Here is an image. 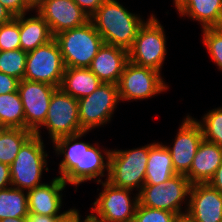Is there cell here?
I'll return each mask as SVG.
<instances>
[{
  "instance_id": "obj_1",
  "label": "cell",
  "mask_w": 222,
  "mask_h": 222,
  "mask_svg": "<svg viewBox=\"0 0 222 222\" xmlns=\"http://www.w3.org/2000/svg\"><path fill=\"white\" fill-rule=\"evenodd\" d=\"M88 131H83L74 135L64 136L53 142L56 155H64L59 163V178L66 184L78 185L85 181L102 182L100 177H104L105 171L107 178L109 175V156L111 150L99 148V143L91 144L78 141L86 135ZM97 144V145H96ZM95 145V146H94ZM105 157H104V156ZM106 160V161H105Z\"/></svg>"
},
{
  "instance_id": "obj_2",
  "label": "cell",
  "mask_w": 222,
  "mask_h": 222,
  "mask_svg": "<svg viewBox=\"0 0 222 222\" xmlns=\"http://www.w3.org/2000/svg\"><path fill=\"white\" fill-rule=\"evenodd\" d=\"M105 44L129 50L145 20L133 14L117 0H106L90 17Z\"/></svg>"
},
{
  "instance_id": "obj_3",
  "label": "cell",
  "mask_w": 222,
  "mask_h": 222,
  "mask_svg": "<svg viewBox=\"0 0 222 222\" xmlns=\"http://www.w3.org/2000/svg\"><path fill=\"white\" fill-rule=\"evenodd\" d=\"M54 38L66 68H88L104 43L91 21L80 27L62 31Z\"/></svg>"
},
{
  "instance_id": "obj_4",
  "label": "cell",
  "mask_w": 222,
  "mask_h": 222,
  "mask_svg": "<svg viewBox=\"0 0 222 222\" xmlns=\"http://www.w3.org/2000/svg\"><path fill=\"white\" fill-rule=\"evenodd\" d=\"M43 138L33 134L20 148L10 165L11 185L13 188L29 191L43 185L42 173L48 171L47 157ZM41 182V183H40Z\"/></svg>"
},
{
  "instance_id": "obj_5",
  "label": "cell",
  "mask_w": 222,
  "mask_h": 222,
  "mask_svg": "<svg viewBox=\"0 0 222 222\" xmlns=\"http://www.w3.org/2000/svg\"><path fill=\"white\" fill-rule=\"evenodd\" d=\"M150 144L129 150H111L107 181L116 187L141 191L145 183Z\"/></svg>"
},
{
  "instance_id": "obj_6",
  "label": "cell",
  "mask_w": 222,
  "mask_h": 222,
  "mask_svg": "<svg viewBox=\"0 0 222 222\" xmlns=\"http://www.w3.org/2000/svg\"><path fill=\"white\" fill-rule=\"evenodd\" d=\"M166 40L164 27L152 13L139 28L133 46L128 50L129 61L161 72L167 54Z\"/></svg>"
},
{
  "instance_id": "obj_7",
  "label": "cell",
  "mask_w": 222,
  "mask_h": 222,
  "mask_svg": "<svg viewBox=\"0 0 222 222\" xmlns=\"http://www.w3.org/2000/svg\"><path fill=\"white\" fill-rule=\"evenodd\" d=\"M191 186L190 180L181 174H176L157 185H144L138 193L139 204L148 208L173 212L178 216L185 215ZM183 203H186V208L182 211Z\"/></svg>"
},
{
  "instance_id": "obj_8",
  "label": "cell",
  "mask_w": 222,
  "mask_h": 222,
  "mask_svg": "<svg viewBox=\"0 0 222 222\" xmlns=\"http://www.w3.org/2000/svg\"><path fill=\"white\" fill-rule=\"evenodd\" d=\"M41 127L49 131L52 143L58 138L83 132L79 123L78 100L57 88L51 96L44 123L34 132L39 137Z\"/></svg>"
},
{
  "instance_id": "obj_9",
  "label": "cell",
  "mask_w": 222,
  "mask_h": 222,
  "mask_svg": "<svg viewBox=\"0 0 222 222\" xmlns=\"http://www.w3.org/2000/svg\"><path fill=\"white\" fill-rule=\"evenodd\" d=\"M119 101L121 100L118 86L112 83H102L90 95L79 99L78 113L81 128L90 132L110 122Z\"/></svg>"
},
{
  "instance_id": "obj_10",
  "label": "cell",
  "mask_w": 222,
  "mask_h": 222,
  "mask_svg": "<svg viewBox=\"0 0 222 222\" xmlns=\"http://www.w3.org/2000/svg\"><path fill=\"white\" fill-rule=\"evenodd\" d=\"M66 67L55 38L27 52L25 80L37 81L60 88Z\"/></svg>"
},
{
  "instance_id": "obj_11",
  "label": "cell",
  "mask_w": 222,
  "mask_h": 222,
  "mask_svg": "<svg viewBox=\"0 0 222 222\" xmlns=\"http://www.w3.org/2000/svg\"><path fill=\"white\" fill-rule=\"evenodd\" d=\"M161 73L128 61L117 84L120 100H144L167 91Z\"/></svg>"
},
{
  "instance_id": "obj_12",
  "label": "cell",
  "mask_w": 222,
  "mask_h": 222,
  "mask_svg": "<svg viewBox=\"0 0 222 222\" xmlns=\"http://www.w3.org/2000/svg\"><path fill=\"white\" fill-rule=\"evenodd\" d=\"M97 184H102L103 189L93 203L91 211L109 222H133L139 203L138 193L132 198L130 195L134 190L116 187L107 180Z\"/></svg>"
},
{
  "instance_id": "obj_13",
  "label": "cell",
  "mask_w": 222,
  "mask_h": 222,
  "mask_svg": "<svg viewBox=\"0 0 222 222\" xmlns=\"http://www.w3.org/2000/svg\"><path fill=\"white\" fill-rule=\"evenodd\" d=\"M57 87L50 84L22 79L18 93L24 108L25 129L33 133L44 123L51 96Z\"/></svg>"
},
{
  "instance_id": "obj_14",
  "label": "cell",
  "mask_w": 222,
  "mask_h": 222,
  "mask_svg": "<svg viewBox=\"0 0 222 222\" xmlns=\"http://www.w3.org/2000/svg\"><path fill=\"white\" fill-rule=\"evenodd\" d=\"M203 140V133L197 119L189 114L182 120L173 146H167L176 174L187 175L193 159Z\"/></svg>"
},
{
  "instance_id": "obj_15",
  "label": "cell",
  "mask_w": 222,
  "mask_h": 222,
  "mask_svg": "<svg viewBox=\"0 0 222 222\" xmlns=\"http://www.w3.org/2000/svg\"><path fill=\"white\" fill-rule=\"evenodd\" d=\"M36 12L47 22L53 36L90 21L87 14L73 0H44Z\"/></svg>"
},
{
  "instance_id": "obj_16",
  "label": "cell",
  "mask_w": 222,
  "mask_h": 222,
  "mask_svg": "<svg viewBox=\"0 0 222 222\" xmlns=\"http://www.w3.org/2000/svg\"><path fill=\"white\" fill-rule=\"evenodd\" d=\"M186 215L194 222H221L222 194L208 183L192 184Z\"/></svg>"
},
{
  "instance_id": "obj_17",
  "label": "cell",
  "mask_w": 222,
  "mask_h": 222,
  "mask_svg": "<svg viewBox=\"0 0 222 222\" xmlns=\"http://www.w3.org/2000/svg\"><path fill=\"white\" fill-rule=\"evenodd\" d=\"M128 61V50L103 43L88 68L102 83L117 85Z\"/></svg>"
},
{
  "instance_id": "obj_18",
  "label": "cell",
  "mask_w": 222,
  "mask_h": 222,
  "mask_svg": "<svg viewBox=\"0 0 222 222\" xmlns=\"http://www.w3.org/2000/svg\"><path fill=\"white\" fill-rule=\"evenodd\" d=\"M66 185L61 178L54 177L49 184L44 183L27 191L29 213L62 216L66 212L60 213L63 200L62 191Z\"/></svg>"
},
{
  "instance_id": "obj_19",
  "label": "cell",
  "mask_w": 222,
  "mask_h": 222,
  "mask_svg": "<svg viewBox=\"0 0 222 222\" xmlns=\"http://www.w3.org/2000/svg\"><path fill=\"white\" fill-rule=\"evenodd\" d=\"M222 163V147L203 139L186 177L192 184L208 183Z\"/></svg>"
},
{
  "instance_id": "obj_20",
  "label": "cell",
  "mask_w": 222,
  "mask_h": 222,
  "mask_svg": "<svg viewBox=\"0 0 222 222\" xmlns=\"http://www.w3.org/2000/svg\"><path fill=\"white\" fill-rule=\"evenodd\" d=\"M176 175L172 159L166 145L150 143L144 185H157Z\"/></svg>"
},
{
  "instance_id": "obj_21",
  "label": "cell",
  "mask_w": 222,
  "mask_h": 222,
  "mask_svg": "<svg viewBox=\"0 0 222 222\" xmlns=\"http://www.w3.org/2000/svg\"><path fill=\"white\" fill-rule=\"evenodd\" d=\"M19 15L20 46L25 52L32 51L54 38L49 25L37 12L34 16Z\"/></svg>"
},
{
  "instance_id": "obj_22",
  "label": "cell",
  "mask_w": 222,
  "mask_h": 222,
  "mask_svg": "<svg viewBox=\"0 0 222 222\" xmlns=\"http://www.w3.org/2000/svg\"><path fill=\"white\" fill-rule=\"evenodd\" d=\"M178 14L197 20L201 29L222 27V0H187Z\"/></svg>"
},
{
  "instance_id": "obj_23",
  "label": "cell",
  "mask_w": 222,
  "mask_h": 222,
  "mask_svg": "<svg viewBox=\"0 0 222 222\" xmlns=\"http://www.w3.org/2000/svg\"><path fill=\"white\" fill-rule=\"evenodd\" d=\"M101 84L102 82L89 68H66L60 88L79 100L90 95Z\"/></svg>"
},
{
  "instance_id": "obj_24",
  "label": "cell",
  "mask_w": 222,
  "mask_h": 222,
  "mask_svg": "<svg viewBox=\"0 0 222 222\" xmlns=\"http://www.w3.org/2000/svg\"><path fill=\"white\" fill-rule=\"evenodd\" d=\"M28 214L27 191L12 186L0 190V220L27 217Z\"/></svg>"
},
{
  "instance_id": "obj_25",
  "label": "cell",
  "mask_w": 222,
  "mask_h": 222,
  "mask_svg": "<svg viewBox=\"0 0 222 222\" xmlns=\"http://www.w3.org/2000/svg\"><path fill=\"white\" fill-rule=\"evenodd\" d=\"M0 124L25 129V116L18 91L0 95Z\"/></svg>"
},
{
  "instance_id": "obj_26",
  "label": "cell",
  "mask_w": 222,
  "mask_h": 222,
  "mask_svg": "<svg viewBox=\"0 0 222 222\" xmlns=\"http://www.w3.org/2000/svg\"><path fill=\"white\" fill-rule=\"evenodd\" d=\"M33 134L28 129L6 128L0 136V163L11 165L22 145Z\"/></svg>"
},
{
  "instance_id": "obj_27",
  "label": "cell",
  "mask_w": 222,
  "mask_h": 222,
  "mask_svg": "<svg viewBox=\"0 0 222 222\" xmlns=\"http://www.w3.org/2000/svg\"><path fill=\"white\" fill-rule=\"evenodd\" d=\"M27 52L21 48L0 52V72L8 74L19 81L24 78Z\"/></svg>"
},
{
  "instance_id": "obj_28",
  "label": "cell",
  "mask_w": 222,
  "mask_h": 222,
  "mask_svg": "<svg viewBox=\"0 0 222 222\" xmlns=\"http://www.w3.org/2000/svg\"><path fill=\"white\" fill-rule=\"evenodd\" d=\"M197 122L202 129L203 139L222 147V107L209 110Z\"/></svg>"
},
{
  "instance_id": "obj_29",
  "label": "cell",
  "mask_w": 222,
  "mask_h": 222,
  "mask_svg": "<svg viewBox=\"0 0 222 222\" xmlns=\"http://www.w3.org/2000/svg\"><path fill=\"white\" fill-rule=\"evenodd\" d=\"M201 31L203 44L218 69L222 71V27L203 28Z\"/></svg>"
},
{
  "instance_id": "obj_30",
  "label": "cell",
  "mask_w": 222,
  "mask_h": 222,
  "mask_svg": "<svg viewBox=\"0 0 222 222\" xmlns=\"http://www.w3.org/2000/svg\"><path fill=\"white\" fill-rule=\"evenodd\" d=\"M0 48L1 51L20 49L19 16L11 21L0 25Z\"/></svg>"
},
{
  "instance_id": "obj_31",
  "label": "cell",
  "mask_w": 222,
  "mask_h": 222,
  "mask_svg": "<svg viewBox=\"0 0 222 222\" xmlns=\"http://www.w3.org/2000/svg\"><path fill=\"white\" fill-rule=\"evenodd\" d=\"M178 217L173 212L148 208L138 203L133 222H176Z\"/></svg>"
},
{
  "instance_id": "obj_32",
  "label": "cell",
  "mask_w": 222,
  "mask_h": 222,
  "mask_svg": "<svg viewBox=\"0 0 222 222\" xmlns=\"http://www.w3.org/2000/svg\"><path fill=\"white\" fill-rule=\"evenodd\" d=\"M0 2L13 14L14 17L32 11L25 4L24 0H0Z\"/></svg>"
},
{
  "instance_id": "obj_33",
  "label": "cell",
  "mask_w": 222,
  "mask_h": 222,
  "mask_svg": "<svg viewBox=\"0 0 222 222\" xmlns=\"http://www.w3.org/2000/svg\"><path fill=\"white\" fill-rule=\"evenodd\" d=\"M19 80L0 72V95L18 91Z\"/></svg>"
},
{
  "instance_id": "obj_34",
  "label": "cell",
  "mask_w": 222,
  "mask_h": 222,
  "mask_svg": "<svg viewBox=\"0 0 222 222\" xmlns=\"http://www.w3.org/2000/svg\"><path fill=\"white\" fill-rule=\"evenodd\" d=\"M90 18L106 0H73Z\"/></svg>"
},
{
  "instance_id": "obj_35",
  "label": "cell",
  "mask_w": 222,
  "mask_h": 222,
  "mask_svg": "<svg viewBox=\"0 0 222 222\" xmlns=\"http://www.w3.org/2000/svg\"><path fill=\"white\" fill-rule=\"evenodd\" d=\"M11 185L10 165L0 163V190L8 188Z\"/></svg>"
},
{
  "instance_id": "obj_36",
  "label": "cell",
  "mask_w": 222,
  "mask_h": 222,
  "mask_svg": "<svg viewBox=\"0 0 222 222\" xmlns=\"http://www.w3.org/2000/svg\"><path fill=\"white\" fill-rule=\"evenodd\" d=\"M81 215L79 210L76 208L68 209L61 217H59L55 222H81Z\"/></svg>"
},
{
  "instance_id": "obj_37",
  "label": "cell",
  "mask_w": 222,
  "mask_h": 222,
  "mask_svg": "<svg viewBox=\"0 0 222 222\" xmlns=\"http://www.w3.org/2000/svg\"><path fill=\"white\" fill-rule=\"evenodd\" d=\"M208 184L222 194V163L215 171Z\"/></svg>"
},
{
  "instance_id": "obj_38",
  "label": "cell",
  "mask_w": 222,
  "mask_h": 222,
  "mask_svg": "<svg viewBox=\"0 0 222 222\" xmlns=\"http://www.w3.org/2000/svg\"><path fill=\"white\" fill-rule=\"evenodd\" d=\"M61 216H43L41 214L29 213L27 222H55Z\"/></svg>"
},
{
  "instance_id": "obj_39",
  "label": "cell",
  "mask_w": 222,
  "mask_h": 222,
  "mask_svg": "<svg viewBox=\"0 0 222 222\" xmlns=\"http://www.w3.org/2000/svg\"><path fill=\"white\" fill-rule=\"evenodd\" d=\"M13 18V14L0 2V25L11 21Z\"/></svg>"
},
{
  "instance_id": "obj_40",
  "label": "cell",
  "mask_w": 222,
  "mask_h": 222,
  "mask_svg": "<svg viewBox=\"0 0 222 222\" xmlns=\"http://www.w3.org/2000/svg\"><path fill=\"white\" fill-rule=\"evenodd\" d=\"M81 222H109V221L104 220V219L96 216V215L93 214V212L91 211V213H90L89 215H87L84 220H81Z\"/></svg>"
},
{
  "instance_id": "obj_41",
  "label": "cell",
  "mask_w": 222,
  "mask_h": 222,
  "mask_svg": "<svg viewBox=\"0 0 222 222\" xmlns=\"http://www.w3.org/2000/svg\"><path fill=\"white\" fill-rule=\"evenodd\" d=\"M44 0H24L25 4L31 9L36 10Z\"/></svg>"
},
{
  "instance_id": "obj_42",
  "label": "cell",
  "mask_w": 222,
  "mask_h": 222,
  "mask_svg": "<svg viewBox=\"0 0 222 222\" xmlns=\"http://www.w3.org/2000/svg\"><path fill=\"white\" fill-rule=\"evenodd\" d=\"M0 222H27V217L2 219Z\"/></svg>"
},
{
  "instance_id": "obj_43",
  "label": "cell",
  "mask_w": 222,
  "mask_h": 222,
  "mask_svg": "<svg viewBox=\"0 0 222 222\" xmlns=\"http://www.w3.org/2000/svg\"><path fill=\"white\" fill-rule=\"evenodd\" d=\"M173 1L177 11L187 2V0H173Z\"/></svg>"
},
{
  "instance_id": "obj_44",
  "label": "cell",
  "mask_w": 222,
  "mask_h": 222,
  "mask_svg": "<svg viewBox=\"0 0 222 222\" xmlns=\"http://www.w3.org/2000/svg\"><path fill=\"white\" fill-rule=\"evenodd\" d=\"M176 222H194L193 220H191L186 214L179 216L176 220Z\"/></svg>"
},
{
  "instance_id": "obj_45",
  "label": "cell",
  "mask_w": 222,
  "mask_h": 222,
  "mask_svg": "<svg viewBox=\"0 0 222 222\" xmlns=\"http://www.w3.org/2000/svg\"><path fill=\"white\" fill-rule=\"evenodd\" d=\"M5 129H6V127L0 124V136Z\"/></svg>"
}]
</instances>
